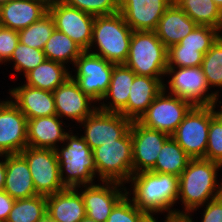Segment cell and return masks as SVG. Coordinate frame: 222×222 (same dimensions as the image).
I'll use <instances>...</instances> for the list:
<instances>
[{
    "mask_svg": "<svg viewBox=\"0 0 222 222\" xmlns=\"http://www.w3.org/2000/svg\"><path fill=\"white\" fill-rule=\"evenodd\" d=\"M129 184L132 189L126 188V194L132 195L130 198L133 203L150 218L157 213L178 215L179 209L173 208L178 203V176L143 171L133 174Z\"/></svg>",
    "mask_w": 222,
    "mask_h": 222,
    "instance_id": "cell-1",
    "label": "cell"
},
{
    "mask_svg": "<svg viewBox=\"0 0 222 222\" xmlns=\"http://www.w3.org/2000/svg\"><path fill=\"white\" fill-rule=\"evenodd\" d=\"M222 165L204 158L191 159L179 176L178 199L183 210L178 215L192 214L210 200L222 195V181L217 182Z\"/></svg>",
    "mask_w": 222,
    "mask_h": 222,
    "instance_id": "cell-2",
    "label": "cell"
},
{
    "mask_svg": "<svg viewBox=\"0 0 222 222\" xmlns=\"http://www.w3.org/2000/svg\"><path fill=\"white\" fill-rule=\"evenodd\" d=\"M132 33L120 12L95 16L88 51L111 63L124 64L129 55Z\"/></svg>",
    "mask_w": 222,
    "mask_h": 222,
    "instance_id": "cell-3",
    "label": "cell"
},
{
    "mask_svg": "<svg viewBox=\"0 0 222 222\" xmlns=\"http://www.w3.org/2000/svg\"><path fill=\"white\" fill-rule=\"evenodd\" d=\"M60 146L55 149V152L60 168V179L64 187L77 188L95 183L96 166L92 149L82 136L69 130Z\"/></svg>",
    "mask_w": 222,
    "mask_h": 222,
    "instance_id": "cell-4",
    "label": "cell"
},
{
    "mask_svg": "<svg viewBox=\"0 0 222 222\" xmlns=\"http://www.w3.org/2000/svg\"><path fill=\"white\" fill-rule=\"evenodd\" d=\"M167 52L154 31H133L129 55L124 64L136 75L164 78Z\"/></svg>",
    "mask_w": 222,
    "mask_h": 222,
    "instance_id": "cell-5",
    "label": "cell"
},
{
    "mask_svg": "<svg viewBox=\"0 0 222 222\" xmlns=\"http://www.w3.org/2000/svg\"><path fill=\"white\" fill-rule=\"evenodd\" d=\"M165 77L169 79H165L168 84L163 83V90L190 102L193 106L215 105L221 96L219 90L211 91L201 66L167 67Z\"/></svg>",
    "mask_w": 222,
    "mask_h": 222,
    "instance_id": "cell-6",
    "label": "cell"
},
{
    "mask_svg": "<svg viewBox=\"0 0 222 222\" xmlns=\"http://www.w3.org/2000/svg\"><path fill=\"white\" fill-rule=\"evenodd\" d=\"M96 178L128 184L133 175L132 138L130 130L119 140L104 143L93 151Z\"/></svg>",
    "mask_w": 222,
    "mask_h": 222,
    "instance_id": "cell-7",
    "label": "cell"
},
{
    "mask_svg": "<svg viewBox=\"0 0 222 222\" xmlns=\"http://www.w3.org/2000/svg\"><path fill=\"white\" fill-rule=\"evenodd\" d=\"M114 65L99 55L83 51L73 65L74 71H70L71 77L85 94L99 103L110 85Z\"/></svg>",
    "mask_w": 222,
    "mask_h": 222,
    "instance_id": "cell-8",
    "label": "cell"
},
{
    "mask_svg": "<svg viewBox=\"0 0 222 222\" xmlns=\"http://www.w3.org/2000/svg\"><path fill=\"white\" fill-rule=\"evenodd\" d=\"M210 121L211 105L193 106L171 135L192 159H205Z\"/></svg>",
    "mask_w": 222,
    "mask_h": 222,
    "instance_id": "cell-9",
    "label": "cell"
},
{
    "mask_svg": "<svg viewBox=\"0 0 222 222\" xmlns=\"http://www.w3.org/2000/svg\"><path fill=\"white\" fill-rule=\"evenodd\" d=\"M19 154L27 161L38 195L49 196L66 189L60 179V168L54 149L27 146Z\"/></svg>",
    "mask_w": 222,
    "mask_h": 222,
    "instance_id": "cell-10",
    "label": "cell"
},
{
    "mask_svg": "<svg viewBox=\"0 0 222 222\" xmlns=\"http://www.w3.org/2000/svg\"><path fill=\"white\" fill-rule=\"evenodd\" d=\"M192 107L190 102L162 90L137 121L171 136Z\"/></svg>",
    "mask_w": 222,
    "mask_h": 222,
    "instance_id": "cell-11",
    "label": "cell"
},
{
    "mask_svg": "<svg viewBox=\"0 0 222 222\" xmlns=\"http://www.w3.org/2000/svg\"><path fill=\"white\" fill-rule=\"evenodd\" d=\"M132 122L120 113L106 112L97 108L79 124L84 130L82 138L93 151L104 143L121 139L130 130Z\"/></svg>",
    "mask_w": 222,
    "mask_h": 222,
    "instance_id": "cell-12",
    "label": "cell"
},
{
    "mask_svg": "<svg viewBox=\"0 0 222 222\" xmlns=\"http://www.w3.org/2000/svg\"><path fill=\"white\" fill-rule=\"evenodd\" d=\"M55 28L68 35L83 51H88L95 17L58 1L48 7Z\"/></svg>",
    "mask_w": 222,
    "mask_h": 222,
    "instance_id": "cell-13",
    "label": "cell"
},
{
    "mask_svg": "<svg viewBox=\"0 0 222 222\" xmlns=\"http://www.w3.org/2000/svg\"><path fill=\"white\" fill-rule=\"evenodd\" d=\"M124 184L112 181H101L75 188L81 194L86 216L96 222H106L113 207L126 194Z\"/></svg>",
    "mask_w": 222,
    "mask_h": 222,
    "instance_id": "cell-14",
    "label": "cell"
},
{
    "mask_svg": "<svg viewBox=\"0 0 222 222\" xmlns=\"http://www.w3.org/2000/svg\"><path fill=\"white\" fill-rule=\"evenodd\" d=\"M132 138L133 174L150 171L165 141L170 137L163 131H157L141 125L134 120L130 126Z\"/></svg>",
    "mask_w": 222,
    "mask_h": 222,
    "instance_id": "cell-15",
    "label": "cell"
},
{
    "mask_svg": "<svg viewBox=\"0 0 222 222\" xmlns=\"http://www.w3.org/2000/svg\"><path fill=\"white\" fill-rule=\"evenodd\" d=\"M8 99L0 101V154H19L28 146L27 118Z\"/></svg>",
    "mask_w": 222,
    "mask_h": 222,
    "instance_id": "cell-16",
    "label": "cell"
},
{
    "mask_svg": "<svg viewBox=\"0 0 222 222\" xmlns=\"http://www.w3.org/2000/svg\"><path fill=\"white\" fill-rule=\"evenodd\" d=\"M53 94L56 115L62 119L66 117V120H75L76 124L81 123L98 108L97 102L85 94L72 77L58 86Z\"/></svg>",
    "mask_w": 222,
    "mask_h": 222,
    "instance_id": "cell-17",
    "label": "cell"
},
{
    "mask_svg": "<svg viewBox=\"0 0 222 222\" xmlns=\"http://www.w3.org/2000/svg\"><path fill=\"white\" fill-rule=\"evenodd\" d=\"M173 0H119V12L133 31H154Z\"/></svg>",
    "mask_w": 222,
    "mask_h": 222,
    "instance_id": "cell-18",
    "label": "cell"
},
{
    "mask_svg": "<svg viewBox=\"0 0 222 222\" xmlns=\"http://www.w3.org/2000/svg\"><path fill=\"white\" fill-rule=\"evenodd\" d=\"M9 89L10 100L28 119L56 115L54 94L20 84Z\"/></svg>",
    "mask_w": 222,
    "mask_h": 222,
    "instance_id": "cell-19",
    "label": "cell"
},
{
    "mask_svg": "<svg viewBox=\"0 0 222 222\" xmlns=\"http://www.w3.org/2000/svg\"><path fill=\"white\" fill-rule=\"evenodd\" d=\"M164 79L135 75L127 105L119 113L132 121L138 120L163 90Z\"/></svg>",
    "mask_w": 222,
    "mask_h": 222,
    "instance_id": "cell-20",
    "label": "cell"
},
{
    "mask_svg": "<svg viewBox=\"0 0 222 222\" xmlns=\"http://www.w3.org/2000/svg\"><path fill=\"white\" fill-rule=\"evenodd\" d=\"M57 115L27 120V143L32 148L56 149L63 143L66 135L64 127H69Z\"/></svg>",
    "mask_w": 222,
    "mask_h": 222,
    "instance_id": "cell-21",
    "label": "cell"
},
{
    "mask_svg": "<svg viewBox=\"0 0 222 222\" xmlns=\"http://www.w3.org/2000/svg\"><path fill=\"white\" fill-rule=\"evenodd\" d=\"M48 12L38 0H14L0 6V26L20 31L37 22Z\"/></svg>",
    "mask_w": 222,
    "mask_h": 222,
    "instance_id": "cell-22",
    "label": "cell"
},
{
    "mask_svg": "<svg viewBox=\"0 0 222 222\" xmlns=\"http://www.w3.org/2000/svg\"><path fill=\"white\" fill-rule=\"evenodd\" d=\"M197 24L173 1L154 32L167 49L178 44Z\"/></svg>",
    "mask_w": 222,
    "mask_h": 222,
    "instance_id": "cell-23",
    "label": "cell"
},
{
    "mask_svg": "<svg viewBox=\"0 0 222 222\" xmlns=\"http://www.w3.org/2000/svg\"><path fill=\"white\" fill-rule=\"evenodd\" d=\"M3 190L14 199L38 195L27 161L20 154H6V177Z\"/></svg>",
    "mask_w": 222,
    "mask_h": 222,
    "instance_id": "cell-24",
    "label": "cell"
},
{
    "mask_svg": "<svg viewBox=\"0 0 222 222\" xmlns=\"http://www.w3.org/2000/svg\"><path fill=\"white\" fill-rule=\"evenodd\" d=\"M46 199V213L55 222H80L86 216L81 194L75 188H66Z\"/></svg>",
    "mask_w": 222,
    "mask_h": 222,
    "instance_id": "cell-25",
    "label": "cell"
},
{
    "mask_svg": "<svg viewBox=\"0 0 222 222\" xmlns=\"http://www.w3.org/2000/svg\"><path fill=\"white\" fill-rule=\"evenodd\" d=\"M135 75V72L125 64H115L110 85L101 99L103 101L98 103V109L119 113L127 105L130 86L133 83ZM107 100L110 101L107 102Z\"/></svg>",
    "mask_w": 222,
    "mask_h": 222,
    "instance_id": "cell-26",
    "label": "cell"
},
{
    "mask_svg": "<svg viewBox=\"0 0 222 222\" xmlns=\"http://www.w3.org/2000/svg\"><path fill=\"white\" fill-rule=\"evenodd\" d=\"M66 67L67 65L62 63L45 59L24 76L26 79L24 84L33 88L53 92L71 77V72L69 68Z\"/></svg>",
    "mask_w": 222,
    "mask_h": 222,
    "instance_id": "cell-27",
    "label": "cell"
},
{
    "mask_svg": "<svg viewBox=\"0 0 222 222\" xmlns=\"http://www.w3.org/2000/svg\"><path fill=\"white\" fill-rule=\"evenodd\" d=\"M192 158L170 136L157 156L155 166L150 170L154 173H167L180 176Z\"/></svg>",
    "mask_w": 222,
    "mask_h": 222,
    "instance_id": "cell-28",
    "label": "cell"
},
{
    "mask_svg": "<svg viewBox=\"0 0 222 222\" xmlns=\"http://www.w3.org/2000/svg\"><path fill=\"white\" fill-rule=\"evenodd\" d=\"M197 25L222 33V11L212 0H173Z\"/></svg>",
    "mask_w": 222,
    "mask_h": 222,
    "instance_id": "cell-29",
    "label": "cell"
},
{
    "mask_svg": "<svg viewBox=\"0 0 222 222\" xmlns=\"http://www.w3.org/2000/svg\"><path fill=\"white\" fill-rule=\"evenodd\" d=\"M43 52L46 59L73 66L83 50L68 35L55 28Z\"/></svg>",
    "mask_w": 222,
    "mask_h": 222,
    "instance_id": "cell-30",
    "label": "cell"
},
{
    "mask_svg": "<svg viewBox=\"0 0 222 222\" xmlns=\"http://www.w3.org/2000/svg\"><path fill=\"white\" fill-rule=\"evenodd\" d=\"M46 196L36 195L30 198L15 199L6 222H38L46 215Z\"/></svg>",
    "mask_w": 222,
    "mask_h": 222,
    "instance_id": "cell-31",
    "label": "cell"
},
{
    "mask_svg": "<svg viewBox=\"0 0 222 222\" xmlns=\"http://www.w3.org/2000/svg\"><path fill=\"white\" fill-rule=\"evenodd\" d=\"M55 29L54 20L49 12L37 22L18 31L19 42L35 49L44 50L46 42Z\"/></svg>",
    "mask_w": 222,
    "mask_h": 222,
    "instance_id": "cell-32",
    "label": "cell"
},
{
    "mask_svg": "<svg viewBox=\"0 0 222 222\" xmlns=\"http://www.w3.org/2000/svg\"><path fill=\"white\" fill-rule=\"evenodd\" d=\"M209 87L222 91V35L204 54L201 65Z\"/></svg>",
    "mask_w": 222,
    "mask_h": 222,
    "instance_id": "cell-33",
    "label": "cell"
},
{
    "mask_svg": "<svg viewBox=\"0 0 222 222\" xmlns=\"http://www.w3.org/2000/svg\"><path fill=\"white\" fill-rule=\"evenodd\" d=\"M46 59L43 50L35 49L21 42L17 43L15 50L13 51L11 58L4 64L6 65L13 62L14 71L22 73L20 75L24 76L36 68L39 64H41Z\"/></svg>",
    "mask_w": 222,
    "mask_h": 222,
    "instance_id": "cell-34",
    "label": "cell"
},
{
    "mask_svg": "<svg viewBox=\"0 0 222 222\" xmlns=\"http://www.w3.org/2000/svg\"><path fill=\"white\" fill-rule=\"evenodd\" d=\"M221 35L222 33L218 29L197 25L176 45L199 48V51L205 54Z\"/></svg>",
    "mask_w": 222,
    "mask_h": 222,
    "instance_id": "cell-35",
    "label": "cell"
},
{
    "mask_svg": "<svg viewBox=\"0 0 222 222\" xmlns=\"http://www.w3.org/2000/svg\"><path fill=\"white\" fill-rule=\"evenodd\" d=\"M150 217L125 194L113 207L106 222H147Z\"/></svg>",
    "mask_w": 222,
    "mask_h": 222,
    "instance_id": "cell-36",
    "label": "cell"
},
{
    "mask_svg": "<svg viewBox=\"0 0 222 222\" xmlns=\"http://www.w3.org/2000/svg\"><path fill=\"white\" fill-rule=\"evenodd\" d=\"M203 56L199 48L173 45L167 52V67H198L202 65Z\"/></svg>",
    "mask_w": 222,
    "mask_h": 222,
    "instance_id": "cell-37",
    "label": "cell"
},
{
    "mask_svg": "<svg viewBox=\"0 0 222 222\" xmlns=\"http://www.w3.org/2000/svg\"><path fill=\"white\" fill-rule=\"evenodd\" d=\"M205 159L222 165V121L215 115L214 105H211V121Z\"/></svg>",
    "mask_w": 222,
    "mask_h": 222,
    "instance_id": "cell-38",
    "label": "cell"
},
{
    "mask_svg": "<svg viewBox=\"0 0 222 222\" xmlns=\"http://www.w3.org/2000/svg\"><path fill=\"white\" fill-rule=\"evenodd\" d=\"M61 2L94 17L119 12V0H61Z\"/></svg>",
    "mask_w": 222,
    "mask_h": 222,
    "instance_id": "cell-39",
    "label": "cell"
},
{
    "mask_svg": "<svg viewBox=\"0 0 222 222\" xmlns=\"http://www.w3.org/2000/svg\"><path fill=\"white\" fill-rule=\"evenodd\" d=\"M19 42L18 31L0 26V64L6 63Z\"/></svg>",
    "mask_w": 222,
    "mask_h": 222,
    "instance_id": "cell-40",
    "label": "cell"
},
{
    "mask_svg": "<svg viewBox=\"0 0 222 222\" xmlns=\"http://www.w3.org/2000/svg\"><path fill=\"white\" fill-rule=\"evenodd\" d=\"M203 206L205 209L201 215V222H222V195L210 200ZM187 216L194 222L193 215L187 214Z\"/></svg>",
    "mask_w": 222,
    "mask_h": 222,
    "instance_id": "cell-41",
    "label": "cell"
},
{
    "mask_svg": "<svg viewBox=\"0 0 222 222\" xmlns=\"http://www.w3.org/2000/svg\"><path fill=\"white\" fill-rule=\"evenodd\" d=\"M14 202V198H12L4 190H0V222L7 221Z\"/></svg>",
    "mask_w": 222,
    "mask_h": 222,
    "instance_id": "cell-42",
    "label": "cell"
},
{
    "mask_svg": "<svg viewBox=\"0 0 222 222\" xmlns=\"http://www.w3.org/2000/svg\"><path fill=\"white\" fill-rule=\"evenodd\" d=\"M0 159V190H3L6 177V154H0Z\"/></svg>",
    "mask_w": 222,
    "mask_h": 222,
    "instance_id": "cell-43",
    "label": "cell"
},
{
    "mask_svg": "<svg viewBox=\"0 0 222 222\" xmlns=\"http://www.w3.org/2000/svg\"><path fill=\"white\" fill-rule=\"evenodd\" d=\"M165 220L162 222H192L187 215H164Z\"/></svg>",
    "mask_w": 222,
    "mask_h": 222,
    "instance_id": "cell-44",
    "label": "cell"
},
{
    "mask_svg": "<svg viewBox=\"0 0 222 222\" xmlns=\"http://www.w3.org/2000/svg\"><path fill=\"white\" fill-rule=\"evenodd\" d=\"M218 103L220 106L218 105ZM221 103L222 102L219 101V102H217V104L214 105V112H215V115L222 121V105H221ZM216 105L219 106L220 109H217ZM215 109H217V110H215Z\"/></svg>",
    "mask_w": 222,
    "mask_h": 222,
    "instance_id": "cell-45",
    "label": "cell"
},
{
    "mask_svg": "<svg viewBox=\"0 0 222 222\" xmlns=\"http://www.w3.org/2000/svg\"><path fill=\"white\" fill-rule=\"evenodd\" d=\"M38 222H55V221L46 213V215Z\"/></svg>",
    "mask_w": 222,
    "mask_h": 222,
    "instance_id": "cell-46",
    "label": "cell"
},
{
    "mask_svg": "<svg viewBox=\"0 0 222 222\" xmlns=\"http://www.w3.org/2000/svg\"><path fill=\"white\" fill-rule=\"evenodd\" d=\"M38 1L43 2L44 4H46L49 7L52 4H54V3L58 2V1H61V0H38Z\"/></svg>",
    "mask_w": 222,
    "mask_h": 222,
    "instance_id": "cell-47",
    "label": "cell"
},
{
    "mask_svg": "<svg viewBox=\"0 0 222 222\" xmlns=\"http://www.w3.org/2000/svg\"><path fill=\"white\" fill-rule=\"evenodd\" d=\"M80 222H96V221L88 216H85Z\"/></svg>",
    "mask_w": 222,
    "mask_h": 222,
    "instance_id": "cell-48",
    "label": "cell"
},
{
    "mask_svg": "<svg viewBox=\"0 0 222 222\" xmlns=\"http://www.w3.org/2000/svg\"><path fill=\"white\" fill-rule=\"evenodd\" d=\"M222 11V0H212Z\"/></svg>",
    "mask_w": 222,
    "mask_h": 222,
    "instance_id": "cell-49",
    "label": "cell"
},
{
    "mask_svg": "<svg viewBox=\"0 0 222 222\" xmlns=\"http://www.w3.org/2000/svg\"><path fill=\"white\" fill-rule=\"evenodd\" d=\"M11 1H14V0H0V6L4 5V4H7Z\"/></svg>",
    "mask_w": 222,
    "mask_h": 222,
    "instance_id": "cell-50",
    "label": "cell"
},
{
    "mask_svg": "<svg viewBox=\"0 0 222 222\" xmlns=\"http://www.w3.org/2000/svg\"><path fill=\"white\" fill-rule=\"evenodd\" d=\"M147 222H158V216H157V219L154 217V218H150ZM161 222V221H159Z\"/></svg>",
    "mask_w": 222,
    "mask_h": 222,
    "instance_id": "cell-51",
    "label": "cell"
}]
</instances>
